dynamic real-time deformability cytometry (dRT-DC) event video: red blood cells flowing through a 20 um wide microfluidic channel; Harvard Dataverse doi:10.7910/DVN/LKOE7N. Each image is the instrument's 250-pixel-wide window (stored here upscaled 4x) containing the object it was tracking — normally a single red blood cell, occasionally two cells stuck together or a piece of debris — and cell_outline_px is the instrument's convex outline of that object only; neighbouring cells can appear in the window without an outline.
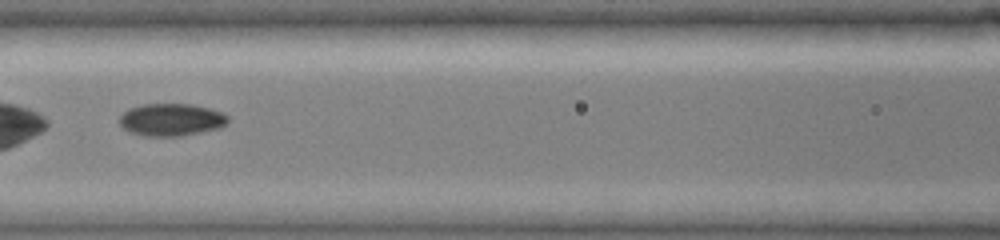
{"species": "common noctule bat (a hibernating species)", "species_latin": "Nyctalus noctula", "temperature_condition": "cold", "stored_images_in_passage": 45, "camera_frame_rate_fps": 3000, "um_per_image_px": 0.085, "animal": {"sex": "female", "body_mass_g": 19.0, "forearm_length_mm": 51.5}, "frame": {"image": 1, "passage_image": 21, "time_ms": 6.667, "image_size_px": [1000, 240], "cell_outline_px": [[228, 124], [220, 128], [180, 136], [144, 136], [132, 132], [124, 128], [120, 124], [120, 116], [128, 108], [144, 104], [192, 104], [208, 108], [220, 112], [228, 116]], "centroid_in_image_um": [14.57, 10.17], "position_along_channel_um": 152.0, "area_um2": 20.4}}
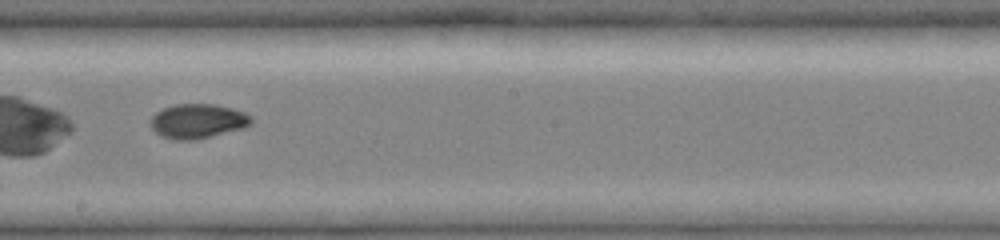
{"frame": {"image": 2, "passage_image": 27, "time_ms": 8.667, "image_size_px": [1000, 240], "cell_outline_px": [[252, 124], [244, 128], [196, 140], [176, 140], [160, 136], [148, 124], [152, 116], [156, 112], [164, 108], [176, 104], [216, 104], [232, 108], [244, 112], [252, 116]], "centroid_in_image_um": [16.81, 10.3], "position_along_channel_um": 231.4, "area_um2": 20.46}}
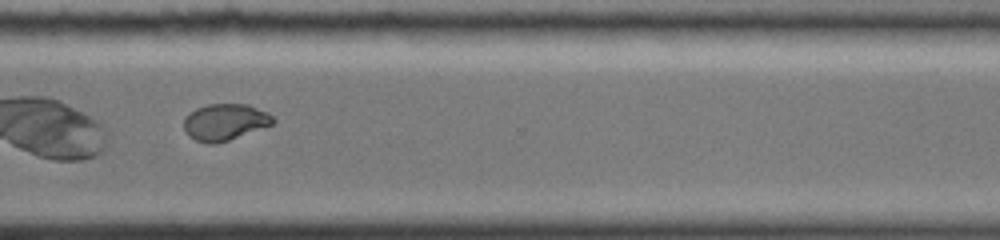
{"frame": {"image": 3, "passage_image": 36, "time_ms": 11.667, "image_size_px": [1000, 240], "cell_outline_px": [[276, 120], [272, 124], [228, 140], [216, 144], [208, 144], [196, 140], [188, 136], [184, 128], [184, 116], [188, 112], [196, 108], [208, 104], [248, 104], [268, 112]], "centroid_in_image_um": [19.08, 10.36], "position_along_channel_um": 351.5, "area_um2": 19.02}, "authors_computed_cell_mechanics": {"area_um2": 20.7502, "velocity_mm_per_s": 3.9862, "shape_relaxation_time_tau1_ms": 10.4229, "shape_relaxation_time_tau2_ms": 1.6085, "deformation_change_tau1": 0.2573, "deformation_change_tau2": 0.0367}}